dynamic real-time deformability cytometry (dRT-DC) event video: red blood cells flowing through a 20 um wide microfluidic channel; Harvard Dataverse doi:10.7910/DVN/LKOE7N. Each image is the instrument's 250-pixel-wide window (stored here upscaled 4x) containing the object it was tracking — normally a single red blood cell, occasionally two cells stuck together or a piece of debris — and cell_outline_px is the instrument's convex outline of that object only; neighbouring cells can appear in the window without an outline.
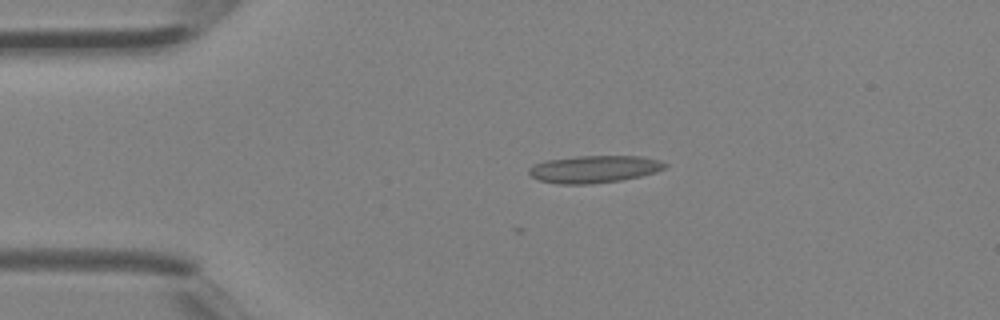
{"species": "Egyptian fruit bat (a non-hibernating species)", "species_latin": "Rousettus aegyptiacus", "temperature_condition": "room temperature", "stored_images_in_passage": 34, "camera_frame_rate_fps": 3000, "um_per_image_px": 0.085, "animal": {"sex": "female"}, "frame": {"image": 1, "passage_image": 1, "time_ms": 0.0, "image_size_px": [1000, 320], "cell_outline_px": [[668, 164], [664, 168], [656, 172], [640, 176], [620, 180], [592, 184], [560, 184], [540, 180], [532, 176], [528, 172], [528, 168], [532, 164], [548, 160], [576, 156], [640, 156], [660, 160]], "centroid_in_image_um": [50.5, 14.37], "position_along_channel_um": 34.5, "area_um2": 21.62}}
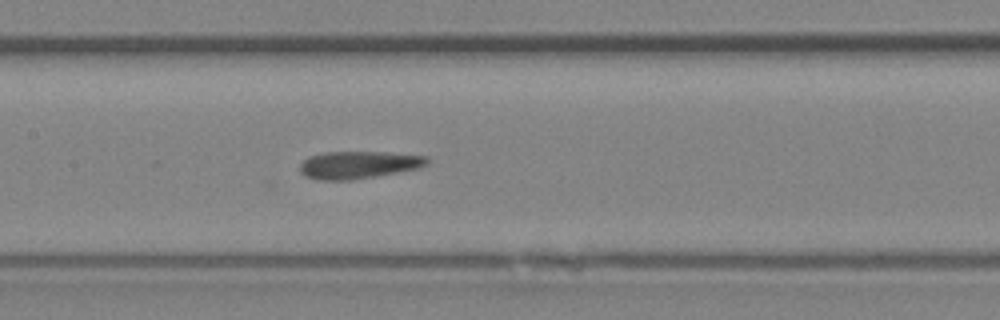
{"frame": {"image": 2, "passage_image": 12, "time_ms": 3.667, "image_size_px": [1000, 320], "cell_outline_px": [[428, 164], [420, 168], [348, 180], [320, 180], [304, 176], [300, 172], [300, 164], [308, 156], [324, 152], [384, 152], [428, 156]], "centroid_in_image_um": [30.45, 14.0], "position_along_channel_um": 177.0, "area_um2": 20.23}}
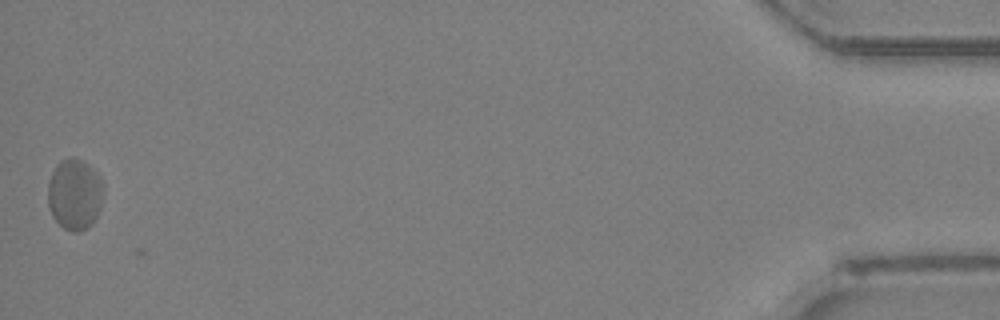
{"frame": {"image": 3, "passage_image": 33, "time_ms": 10.667, "image_size_px": [1000, 320], "cell_outline_px": [[100, 208], [92, 224], [76, 232], [72, 232], [64, 228], [52, 216], [48, 208], [48, 180], [56, 164], [60, 160], [68, 156], [72, 156], [80, 160], [96, 172], [100, 176]], "centroid_in_image_um": [6.28, 16.5], "position_along_channel_um": 428.9, "area_um2": 22.6}}